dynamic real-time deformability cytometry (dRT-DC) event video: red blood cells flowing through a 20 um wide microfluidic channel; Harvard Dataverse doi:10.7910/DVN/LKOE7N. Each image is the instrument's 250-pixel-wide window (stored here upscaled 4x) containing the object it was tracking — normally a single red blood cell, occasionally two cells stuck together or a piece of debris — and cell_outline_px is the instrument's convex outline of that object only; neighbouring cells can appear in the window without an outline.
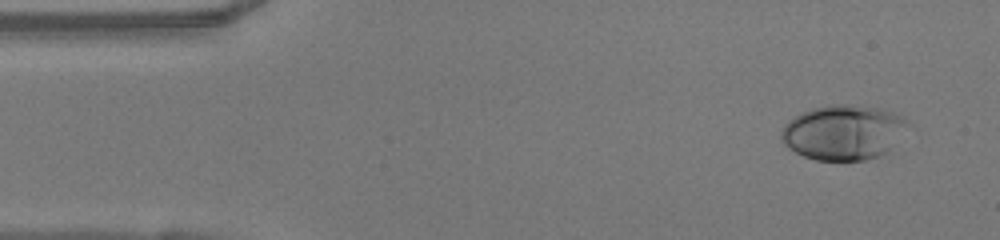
{"species": "human", "species_latin": "Homo sapiens", "temperature_condition": "warm", "stored_images_in_passage": 49, "camera_frame_rate_fps": 3000, "um_per_image_px": 0.085, "donor": {"sex": "female"}, "frame": {"image": 1, "passage_image": 3, "time_ms": 0.667, "image_size_px": [1000, 240], "cell_outline_px": [[908, 124], [888, 148], [880, 156], [864, 160], [816, 160], [804, 156], [788, 148], [780, 140], [780, 132], [784, 124], [788, 120], [800, 112], [812, 108], [832, 104], [848, 104], [876, 108], [892, 112], [908, 120]], "centroid_in_image_um": [71.58, 11.24], "position_along_channel_um": 13.4, "area_um2": 40.06}}
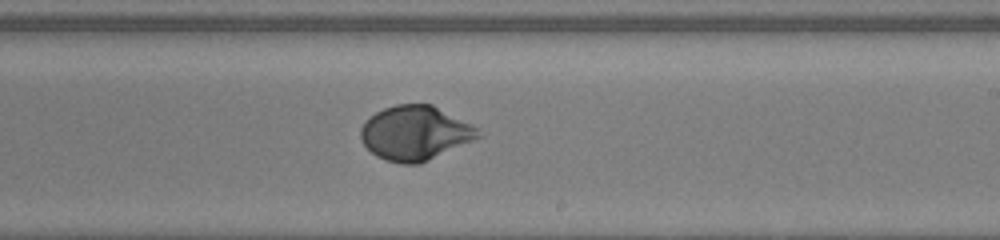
{"frame": {"image": 2, "passage_image": 28, "time_ms": 9.0, "image_size_px": [1000, 240], "cell_outline_px": [[484, 136], [420, 164], [400, 164], [384, 160], [376, 156], [364, 144], [360, 136], [360, 128], [376, 112], [384, 108], [396, 104], [432, 104], [480, 128]], "centroid_in_image_um": [35.34, 11.32], "position_along_channel_um": 253.7, "area_um2": 37.45}}
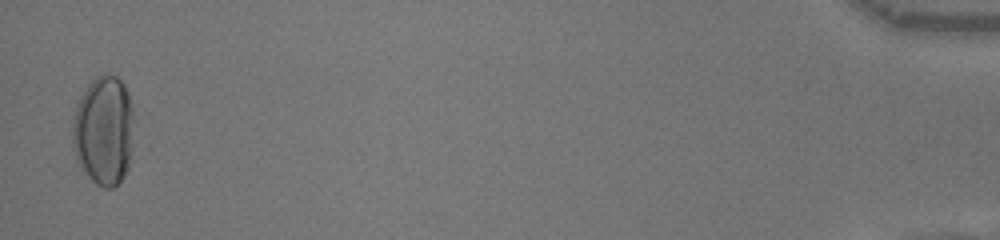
{"frame": {"image": 3, "passage_image": 48, "time_ms": 15.667, "image_size_px": [1000, 240], "cell_outline_px": [[132, 148], [128, 168], [124, 176], [112, 188], [104, 188], [96, 184], [88, 176], [76, 160], [72, 148], [72, 116], [76, 104], [80, 96], [88, 84], [96, 76], [104, 72], [108, 72], [116, 76], [124, 84], [132, 104]], "centroid_in_image_um": [8.79, 11.07], "position_along_channel_um": 426.4, "area_um2": 39.77}, "authors_computed_cell_mechanics": {"area_um2": 36.7608, "velocity_mm_per_s": 4.0824, "shape_relaxation_time_tau1_ms": 3.5783, "shape_relaxation_time_tau2_ms": null, "deformation_change_tau1": 0.1979, "deformation_change_tau2": null}}